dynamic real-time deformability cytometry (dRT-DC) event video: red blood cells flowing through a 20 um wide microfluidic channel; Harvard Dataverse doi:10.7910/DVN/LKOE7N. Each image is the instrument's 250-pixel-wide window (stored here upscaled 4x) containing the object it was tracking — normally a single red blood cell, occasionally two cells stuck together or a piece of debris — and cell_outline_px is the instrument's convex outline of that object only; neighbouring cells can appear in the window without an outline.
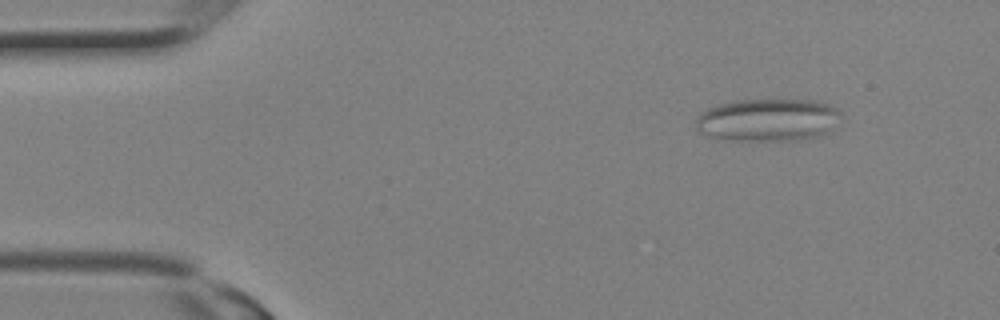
{"species": "Egyptian fruit bat (a non-hibernating species)", "species_latin": "Rousettus aegyptiacus", "temperature_condition": "room temperature", "stored_images_in_passage": 4, "segment_of_instrument_passage": [2, 2], "camera_frame_rate_fps": 3000, "um_per_image_px": 0.085, "animal": {"sex": "female"}, "frame": {"image": 1, "passage_image": 4, "time_ms": 1.0, "image_size_px": [1000, 320], "cell_outline_px": [[840, 112], [824, 132], [820, 136], [796, 140], [724, 140], [708, 136], [700, 132], [696, 128], [696, 120], [700, 112], [716, 104], [740, 100], [812, 100], [828, 104], [836, 108]], "centroid_in_image_um": [65.14, 10.19], "position_along_channel_um": 19.9, "area_um2": 35.55}}